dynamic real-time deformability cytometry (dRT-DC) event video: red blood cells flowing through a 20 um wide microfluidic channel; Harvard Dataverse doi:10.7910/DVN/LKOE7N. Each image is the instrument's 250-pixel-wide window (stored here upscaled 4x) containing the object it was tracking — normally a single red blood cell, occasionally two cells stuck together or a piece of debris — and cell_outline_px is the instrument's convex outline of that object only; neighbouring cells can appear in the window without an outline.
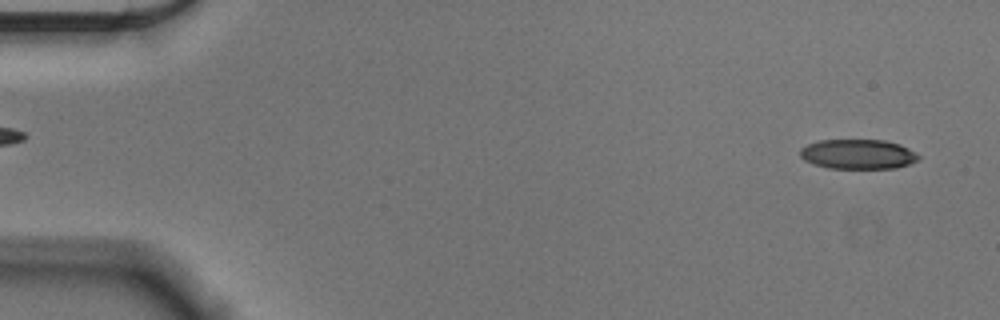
{"species": "Egyptian fruit bat (a non-hibernating species)", "species_latin": "Rousettus aegyptiacus", "temperature_condition": "cold", "stored_images_in_passage": 54, "camera_frame_rate_fps": 3000, "um_per_image_px": 0.085, "animal": {"sex": "male"}, "frame": {"image": 1, "passage_image": 2, "time_ms": 0.333, "image_size_px": [1000, 320], "cell_outline_px": [[920, 160], [896, 168], [828, 168], [812, 164], [804, 160], [800, 156], [800, 148], [808, 144], [820, 140], [884, 140], [900, 144], [916, 152], [920, 156]], "centroid_in_image_um": [72.93, 13.1], "position_along_channel_um": 12.1, "area_um2": 20.63}}
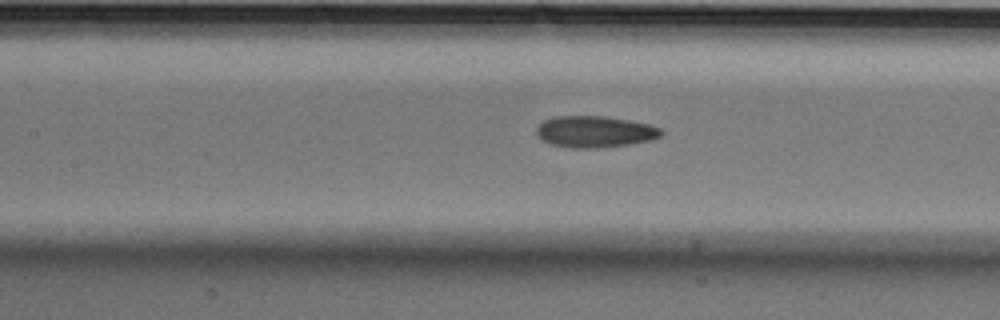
{"frame": {"image": 2, "passage_image": 24, "time_ms": 7.667, "image_size_px": [1000, 320], "cell_outline_px": [[664, 132], [660, 136], [652, 140], [628, 144], [600, 148], [568, 148], [552, 144], [544, 140], [536, 132], [536, 128], [544, 120], [556, 116], [604, 116], [628, 120], [648, 124], [660, 128]], "centroid_in_image_um": [50.57, 11.2], "position_along_channel_um": 156.8, "area_um2": 22.77}}
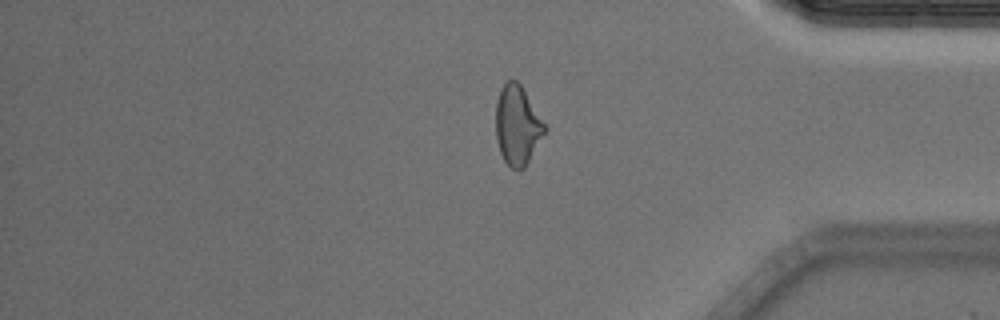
{"frame": {"image": 3, "passage_image": 45, "time_ms": 14.667, "image_size_px": [1000, 320], "cell_outline_px": [[548, 128], [524, 168], [516, 172], [504, 160], [500, 152], [496, 136], [496, 104], [500, 92], [504, 84], [508, 80], [516, 80], [520, 84]], "centroid_in_image_um": [43.99, 10.68], "position_along_channel_um": 391.2, "area_um2": 22.37}, "authors_computed_cell_mechanics": {"area_um2": 22.2819, "velocity_mm_per_s": 3.6256, "shape_relaxation_time_tau1_ms": 5.2283, "shape_relaxation_time_tau2_ms": 3.317, "deformation_change_tau1": 0.1291, "deformation_change_tau2": 0.1105}}